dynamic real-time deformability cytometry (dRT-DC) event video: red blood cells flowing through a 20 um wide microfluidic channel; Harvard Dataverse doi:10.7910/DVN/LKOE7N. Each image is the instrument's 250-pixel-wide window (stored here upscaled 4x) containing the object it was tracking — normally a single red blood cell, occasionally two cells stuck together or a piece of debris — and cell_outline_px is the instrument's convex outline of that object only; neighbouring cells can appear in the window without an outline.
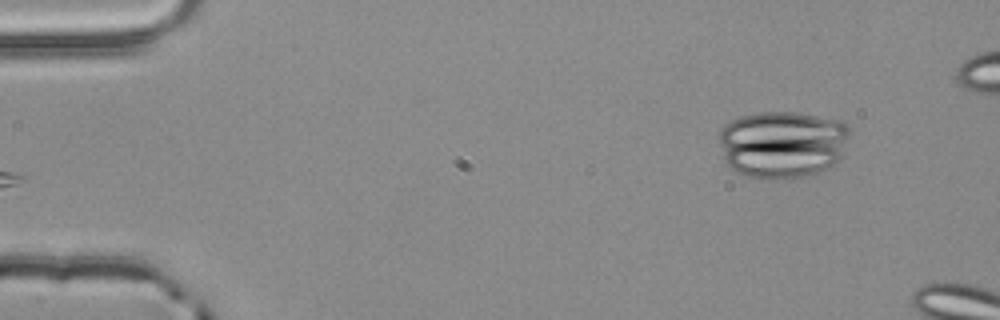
{"species": "common noctule bat (a hibernating species)", "species_latin": "Nyctalus noctula", "temperature_condition": "room temperature", "stored_images_in_passage": 2, "camera_frame_rate_fps": 3000, "um_per_image_px": 0.085, "animal": {"sex": "male", "body_mass_g": 20.4}, "frame": {"image": 1, "passage_image": 2, "time_ms": 0.333, "image_size_px": [1000, 320], "cell_outline_px": [[848, 136], [840, 160], [820, 172], [804, 176], [748, 176], [732, 168], [728, 164], [724, 156], [720, 140], [720, 132], [724, 124], [740, 116], [760, 112], [800, 112], [836, 120], [844, 124], [848, 128]], "centroid_in_image_um": [66.52, 12.21], "position_along_channel_um": 18.5, "area_um2": 50.17}}